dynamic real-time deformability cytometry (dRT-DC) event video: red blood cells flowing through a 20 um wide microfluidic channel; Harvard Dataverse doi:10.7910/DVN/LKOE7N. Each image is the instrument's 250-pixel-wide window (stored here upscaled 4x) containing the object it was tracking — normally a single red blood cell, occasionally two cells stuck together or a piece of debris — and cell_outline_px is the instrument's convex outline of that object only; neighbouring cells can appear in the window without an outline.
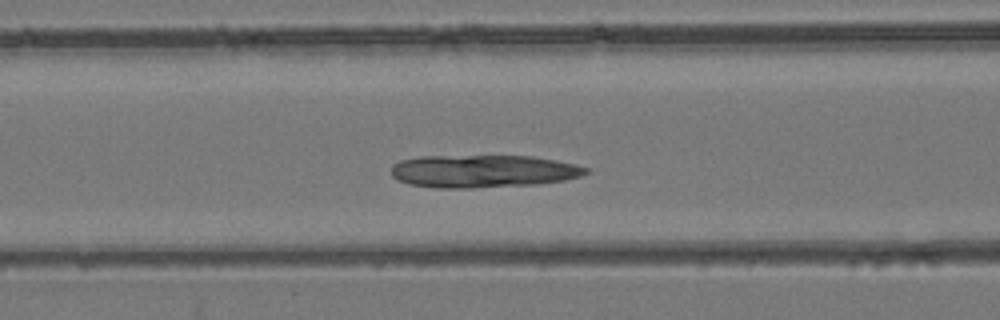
{"species": "common noctule bat (a hibernating species)", "species_latin": "Nyctalus noctula", "temperature_condition": "room temperature", "stored_images_in_passage": 35, "camera_frame_rate_fps": 3000, "um_per_image_px": 0.085, "animal": {"sex": "female", "body_mass_g": 24.6, "forearm_length_mm": 56.2}, "frame": {"image": 1, "passage_image": 9, "time_ms": 2.667, "image_size_px": [1000, 320], "cell_outline_px": [[592, 172], [580, 176], [564, 180], [536, 184], [468, 188], [436, 188], [408, 184], [392, 176], [392, 164], [400, 160], [420, 156], [532, 156], [556, 160], [576, 164], [588, 168]], "centroid_in_image_um": [41.07, 14.55], "position_along_channel_um": 125.5, "area_um2": 37.22}}
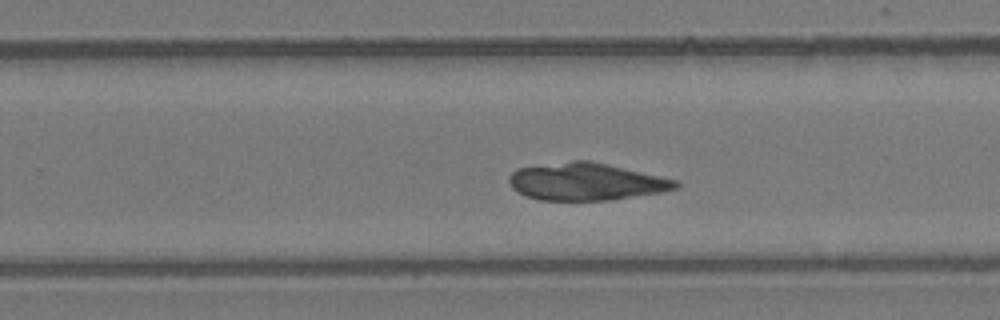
{"frame": {"image": 2, "passage_image": 19, "time_ms": 6.0, "image_size_px": [1000, 320], "cell_outline_px": [[680, 188], [664, 192], [608, 200], [540, 200], [524, 196], [512, 188], [508, 180], [508, 176], [516, 168], [572, 160], [588, 160], [680, 180]], "centroid_in_image_um": [49.84, 15.44], "position_along_channel_um": 280.0, "area_um2": 36.59}}
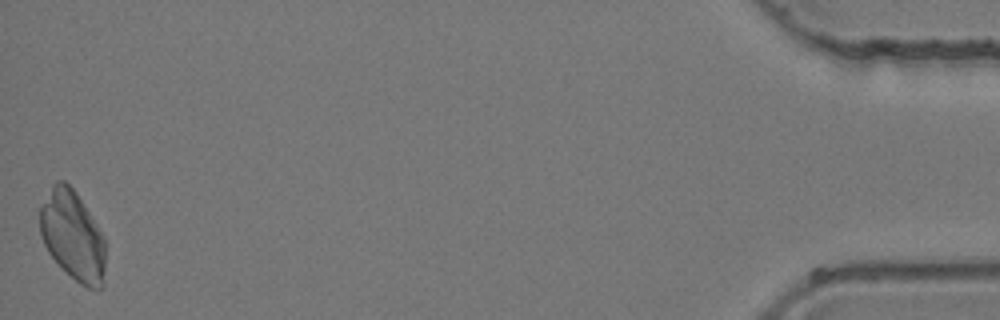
{"frame": {"image": 3, "passage_image": 35, "time_ms": 11.333, "image_size_px": [1000, 320], "cell_outline_px": [[104, 288], [88, 288], [80, 284], [48, 252], [40, 236], [40, 208], [52, 184], [56, 180], [64, 180], [76, 192], [104, 236]], "centroid_in_image_um": [6.18, 20.01], "position_along_channel_um": 429.0, "area_um2": 33.81}}